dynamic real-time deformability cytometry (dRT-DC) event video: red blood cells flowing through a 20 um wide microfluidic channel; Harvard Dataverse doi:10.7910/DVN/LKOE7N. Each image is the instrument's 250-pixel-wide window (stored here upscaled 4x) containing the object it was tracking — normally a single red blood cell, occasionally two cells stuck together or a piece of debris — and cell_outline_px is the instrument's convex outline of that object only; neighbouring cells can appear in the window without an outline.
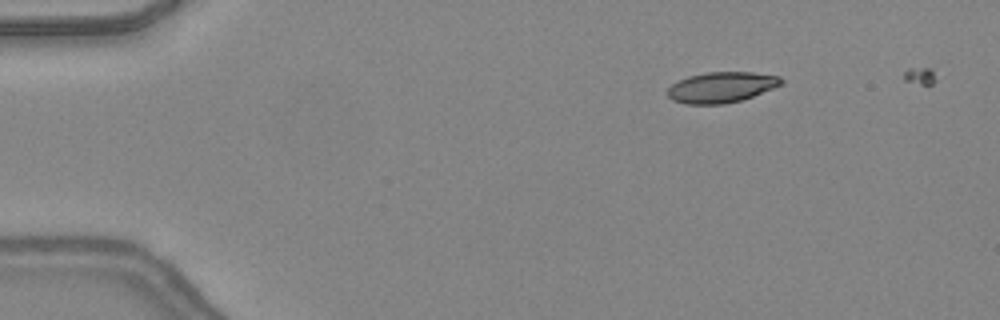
{"species": "common noctule bat (a hibernating species)", "species_latin": "Nyctalus noctula", "temperature_condition": "warm", "stored_images_in_passage": 38, "camera_frame_rate_fps": 3000, "um_per_image_px": 0.085, "animal": {"sex": "female", "body_mass_g": 24.6, "forearm_length_mm": 56.2}, "frame": {"image": 1, "passage_image": 2, "time_ms": 0.333, "image_size_px": [1000, 320], "cell_outline_px": [[784, 80], [780, 84], [772, 88], [752, 96], [740, 100], [724, 104], [684, 104], [672, 100], [668, 96], [668, 88], [672, 84], [688, 76], [708, 72], [752, 72], [780, 76]], "centroid_in_image_um": [61.29, 7.41], "position_along_channel_um": 23.7, "area_um2": 20.11}}
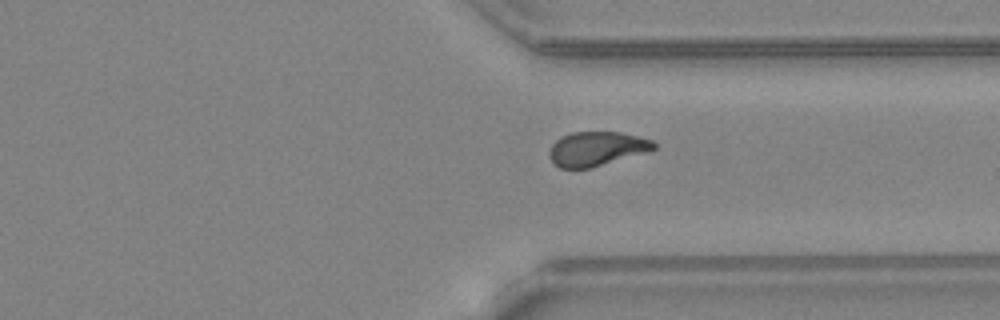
{"frame": {"image": 2, "passage_image": 31, "time_ms": 10.0, "image_size_px": [1000, 320], "cell_outline_px": [[656, 148], [648, 152], [592, 168], [560, 168], [548, 156], [548, 152], [552, 144], [556, 140], [572, 132], [620, 132], [640, 136], [652, 140], [656, 144]], "centroid_in_image_um": [50.74, 12.64], "position_along_channel_um": 360.7, "area_um2": 20.98}}
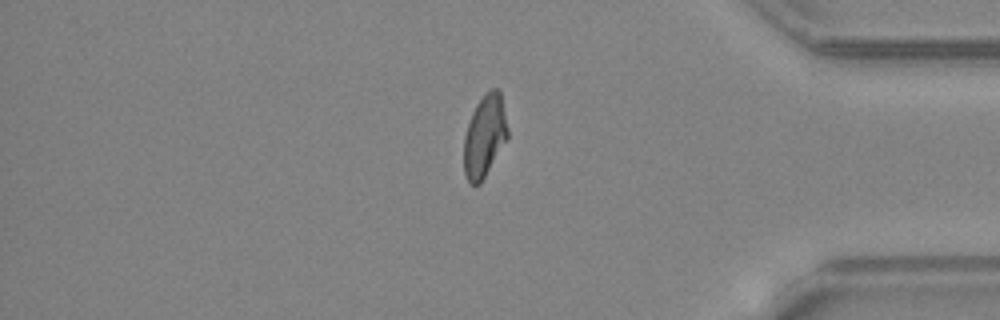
{"frame": {"image": 3, "passage_image": 35, "time_ms": 11.333, "image_size_px": [1000, 320], "cell_outline_px": [[508, 140], [480, 184], [472, 184], [468, 180], [464, 172], [464, 136], [472, 112], [476, 104], [484, 92], [492, 88], [496, 88], [500, 92], [508, 128]], "centroid_in_image_um": [41.2, 11.55], "position_along_channel_um": 394.0, "area_um2": 21.1}}